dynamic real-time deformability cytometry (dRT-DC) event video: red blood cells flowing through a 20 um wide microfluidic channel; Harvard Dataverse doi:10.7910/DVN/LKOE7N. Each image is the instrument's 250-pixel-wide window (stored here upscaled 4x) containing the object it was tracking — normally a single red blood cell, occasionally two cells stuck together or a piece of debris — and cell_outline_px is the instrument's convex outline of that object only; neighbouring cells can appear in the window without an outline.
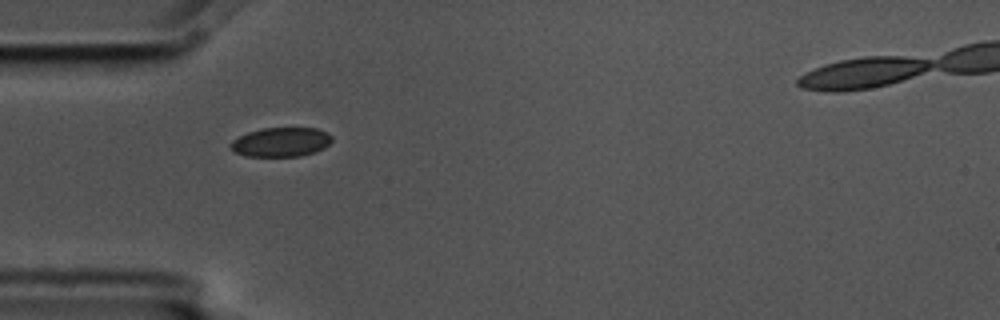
{"species": "common noctule bat (a hibernating species)", "species_latin": "Nyctalus noctula", "temperature_condition": "cold", "stored_images_in_passage": 2, "camera_frame_rate_fps": 3000, "um_per_image_px": 0.085, "animal": {"sex": "male", "body_mass_g": 17.5, "forearm_length_mm": 52.3}, "frame": {"image": 1, "passage_image": 1, "time_ms": 0.0, "image_size_px": [1000, 320], "cell_outline_px": [[332, 140], [324, 148], [300, 156], [248, 156], [236, 152], [228, 144], [232, 140], [248, 132], [264, 128], [316, 128], [328, 132], [332, 136]], "centroid_in_image_um": [23.9, 12.06], "position_along_channel_um": 61.1, "area_um2": 17.11}}